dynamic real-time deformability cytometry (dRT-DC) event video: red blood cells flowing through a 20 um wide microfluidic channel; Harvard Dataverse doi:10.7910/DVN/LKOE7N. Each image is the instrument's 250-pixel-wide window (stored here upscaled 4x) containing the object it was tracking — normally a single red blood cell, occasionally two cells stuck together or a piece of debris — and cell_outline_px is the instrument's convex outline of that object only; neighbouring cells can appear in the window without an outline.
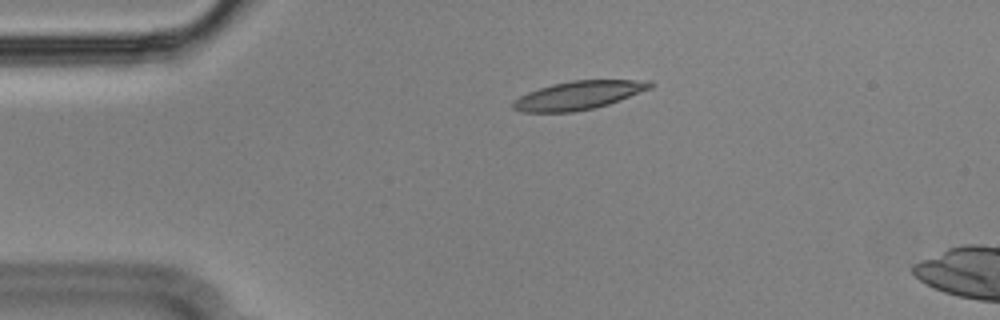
{"species": "Egyptian fruit bat (a non-hibernating species)", "species_latin": "Rousettus aegyptiacus", "temperature_condition": "cold", "stored_images_in_passage": 6, "camera_frame_rate_fps": 3000, "um_per_image_px": 0.085, "animal": {"sex": "male"}, "frame": {"image": 1, "passage_image": 1, "time_ms": 0.0, "image_size_px": [1000, 320], "cell_outline_px": [[656, 84], [652, 88], [620, 100], [596, 108], [572, 112], [520, 112], [512, 108], [512, 100], [528, 92], [552, 84], [572, 80], [652, 80]], "centroid_in_image_um": [49.2, 8.1], "position_along_channel_um": 35.8, "area_um2": 22.95}}